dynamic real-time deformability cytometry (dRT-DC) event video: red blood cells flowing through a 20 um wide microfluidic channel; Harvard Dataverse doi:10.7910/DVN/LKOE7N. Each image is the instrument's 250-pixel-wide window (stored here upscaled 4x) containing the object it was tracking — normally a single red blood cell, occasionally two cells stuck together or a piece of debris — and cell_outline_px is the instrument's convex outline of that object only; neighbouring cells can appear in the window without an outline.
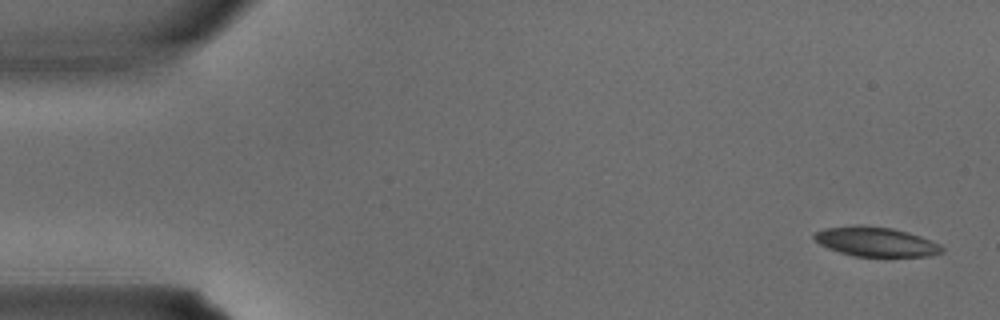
{"species": "common noctule bat (a hibernating species)", "species_latin": "Nyctalus noctula", "temperature_condition": "warm", "stored_images_in_passage": 4, "camera_frame_rate_fps": 3000, "um_per_image_px": 0.085, "animal": {"sex": "male", "body_mass_g": 15.6}, "frame": {"image": 1, "passage_image": 1, "time_ms": 0.0, "image_size_px": [1000, 320], "cell_outline_px": [[944, 252], [932, 256], [856, 256], [840, 252], [828, 248], [820, 244], [812, 236], [812, 232], [824, 228], [852, 224], [860, 224], [892, 228], [908, 232], [920, 236], [940, 244], [944, 248]], "centroid_in_image_um": [74.43, 20.53], "position_along_channel_um": 10.6, "area_um2": 22.2}}
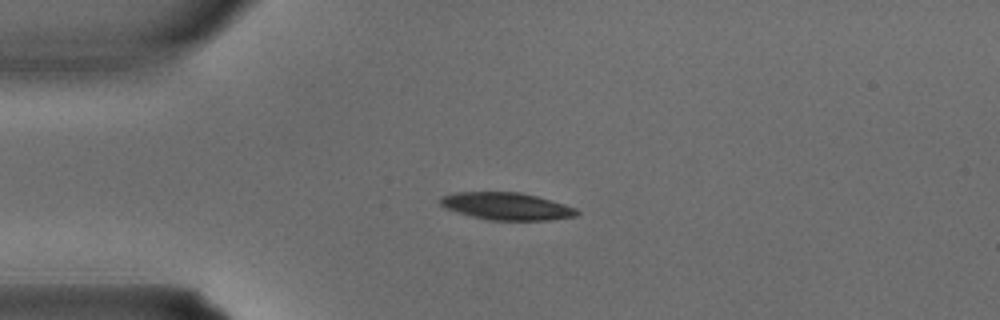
{"frame": {"image": 2, "passage_image": 3, "time_ms": 0.667, "image_size_px": [1000, 320], "cell_outline_px": [[580, 212], [576, 216], [548, 220], [488, 220], [456, 212], [440, 204], [440, 196], [456, 192], [520, 192], [536, 196], [564, 204], [576, 208]], "centroid_in_image_um": [43.06, 17.53], "position_along_channel_um": 41.9, "area_um2": 21.62}}
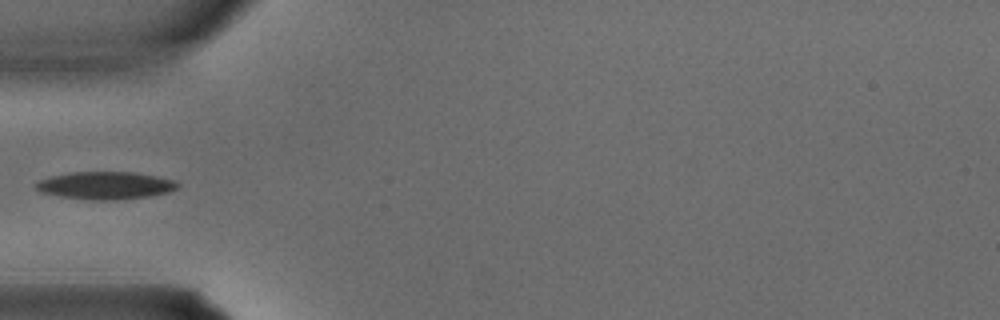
{"frame": {"image": 3, "passage_image": 4, "time_ms": 1.0, "image_size_px": [1000, 320], "cell_outline_px": [[180, 184], [176, 188], [168, 192], [148, 196], [116, 200], [92, 200], [60, 196], [40, 192], [36, 188], [36, 184], [40, 180], [52, 176], [68, 172], [136, 172], [176, 180]], "centroid_in_image_um": [8.98, 15.76], "position_along_channel_um": 76.0, "area_um2": 22.72}}